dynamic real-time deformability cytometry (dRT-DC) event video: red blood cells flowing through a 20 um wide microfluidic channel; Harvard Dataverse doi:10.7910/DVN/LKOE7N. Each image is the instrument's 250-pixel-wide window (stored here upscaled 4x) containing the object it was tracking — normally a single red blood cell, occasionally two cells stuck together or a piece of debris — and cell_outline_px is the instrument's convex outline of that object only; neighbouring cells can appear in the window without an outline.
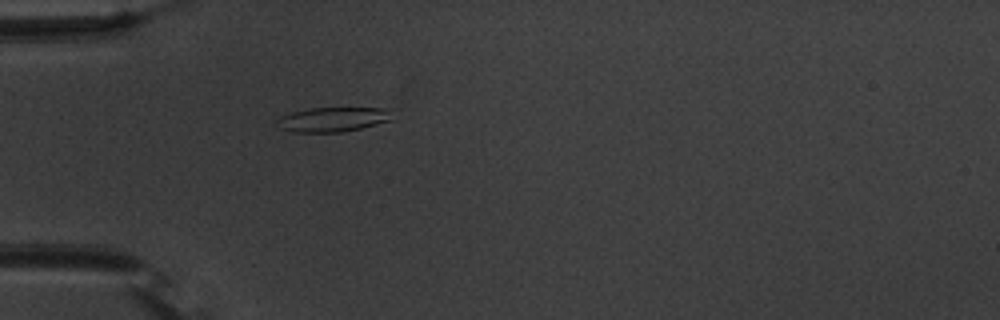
{"species": "common noctule bat (a hibernating species)", "species_latin": "Nyctalus noctula", "temperature_condition": "warm", "stored_images_in_passage": 42, "camera_frame_rate_fps": 3000, "um_per_image_px": 0.085, "animal": {"sex": "male", "body_mass_g": 20.1, "forearm_length_mm": 53.5}, "frame": {"image": 1, "passage_image": 5, "time_ms": 1.333, "image_size_px": [1000, 320], "cell_outline_px": [[392, 120], [360, 128], [340, 132], [292, 132], [280, 128], [276, 120], [280, 116], [292, 112], [312, 108], [388, 108]], "centroid_in_image_um": [28.26, 10.15], "position_along_channel_um": 56.7, "area_um2": 16.3}}
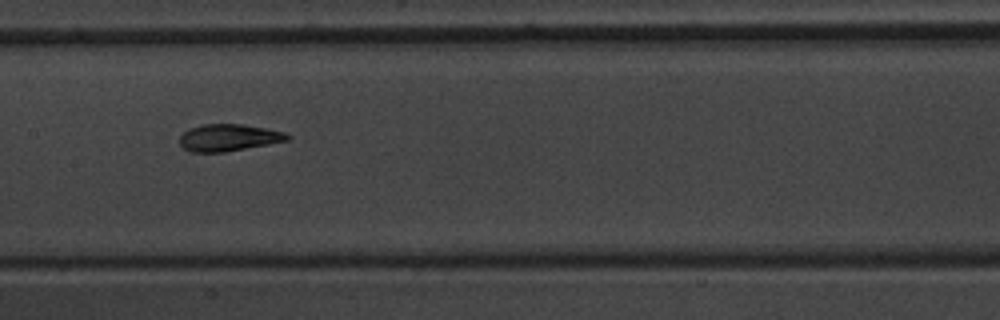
{"frame": {"image": 2, "passage_image": 16, "time_ms": 5.0, "image_size_px": [1000, 320], "cell_outline_px": [[292, 140], [224, 152], [192, 152], [184, 148], [180, 144], [180, 136], [188, 128], [200, 124], [244, 124], [268, 128], [284, 132], [292, 136]], "centroid_in_image_um": [19.48, 11.69], "position_along_channel_um": 187.9, "area_um2": 17.17}}
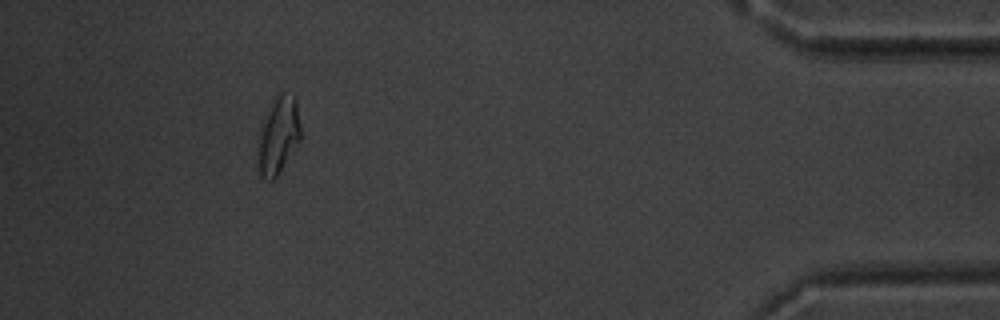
{"frame": {"image": 3, "passage_image": 38, "time_ms": 12.333, "image_size_px": [1000, 320], "cell_outline_px": [[300, 140], [276, 176], [272, 180], [268, 180], [260, 176], [256, 144], [260, 120], [272, 96], [280, 92], [284, 92], [296, 96], [300, 124]], "centroid_in_image_um": [23.6, 11.4], "position_along_channel_um": 411.6, "area_um2": 20.06}, "authors_computed_cell_mechanics": {"area_um2": 17.1666, "velocity_mm_per_s": 3.7733, "shape_relaxation_time_tau1_ms": 4.9686, "shape_relaxation_time_tau2_ms": 1.3595, "deformation_change_tau1": 0.156, "deformation_change_tau2": 0.0623}}